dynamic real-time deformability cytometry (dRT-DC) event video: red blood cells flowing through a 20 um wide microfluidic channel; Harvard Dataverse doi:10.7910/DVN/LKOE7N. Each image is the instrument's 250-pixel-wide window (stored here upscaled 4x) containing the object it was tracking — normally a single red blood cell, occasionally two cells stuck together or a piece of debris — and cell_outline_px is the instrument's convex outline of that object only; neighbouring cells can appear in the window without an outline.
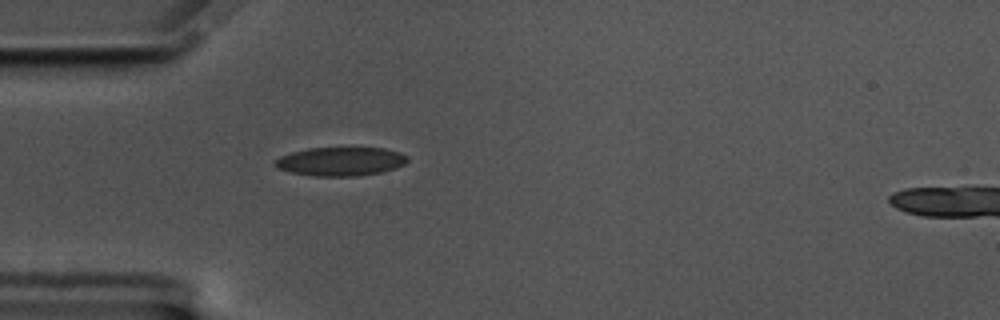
{"species": "common noctule bat (a hibernating species)", "species_latin": "Nyctalus noctula", "temperature_condition": "cold", "stored_images_in_passage": 16, "camera_frame_rate_fps": 3000, "um_per_image_px": 0.085, "animal": {"sex": "male", "body_mass_g": 17.5, "forearm_length_mm": 52.3}, "frame": {"image": 1, "passage_image": 1, "time_ms": 0.0, "image_size_px": [1000, 320], "cell_outline_px": [[408, 160], [404, 164], [396, 168], [380, 172], [356, 176], [312, 176], [292, 172], [280, 168], [272, 160], [280, 156], [292, 152], [308, 148], [352, 144], [384, 148], [400, 152], [408, 156]], "centroid_in_image_um": [29.0, 13.66], "position_along_channel_um": 56.0, "area_um2": 23.18}}
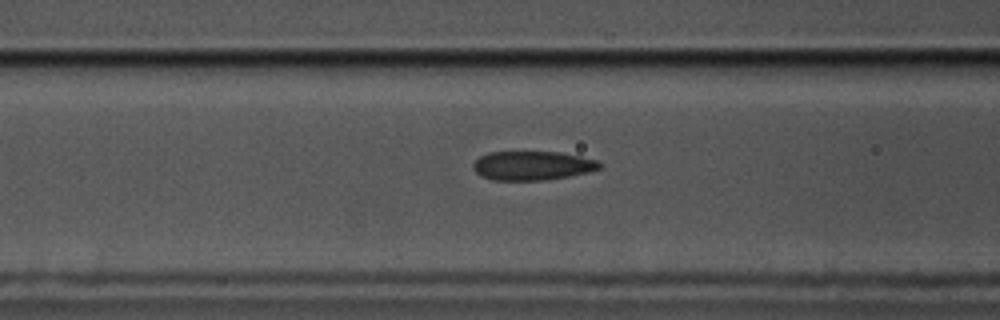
{"frame": {"image": 2, "passage_image": 7, "time_ms": 2.0, "image_size_px": [1000, 320], "cell_outline_px": [[600, 168], [588, 172], [568, 176], [544, 180], [492, 180], [476, 172], [472, 168], [472, 164], [480, 156], [488, 152], [560, 152], [580, 156], [596, 160], [600, 164]], "centroid_in_image_um": [45.22, 14.07], "position_along_channel_um": 121.4, "area_um2": 21.21}}